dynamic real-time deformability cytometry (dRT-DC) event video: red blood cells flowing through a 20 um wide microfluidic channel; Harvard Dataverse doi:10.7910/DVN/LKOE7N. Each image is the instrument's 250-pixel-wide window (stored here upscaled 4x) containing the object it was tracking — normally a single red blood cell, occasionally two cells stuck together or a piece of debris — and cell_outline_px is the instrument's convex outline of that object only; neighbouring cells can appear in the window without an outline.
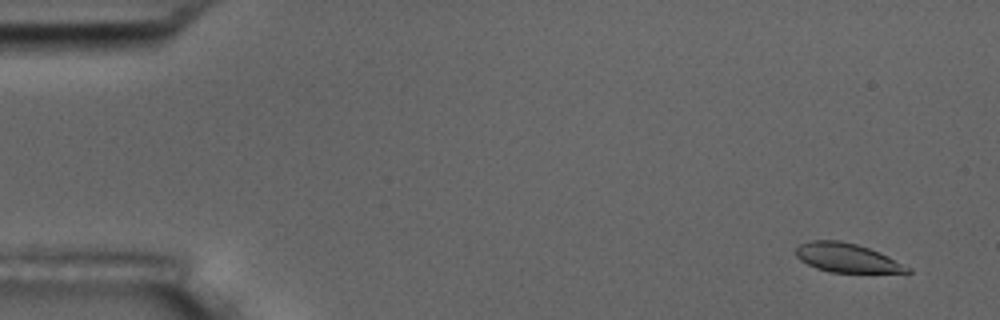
{"species": "common noctule bat (a hibernating species)", "species_latin": "Nyctalus noctula", "temperature_condition": "room temperature", "stored_images_in_passage": 4, "camera_frame_rate_fps": 3000, "um_per_image_px": 0.085, "animal": {"sex": "male", "body_mass_g": 17.5, "forearm_length_mm": 52.3}, "frame": {"image": 1, "passage_image": 1, "time_ms": 0.0, "image_size_px": [1000, 320], "cell_outline_px": [[912, 272], [828, 272], [816, 268], [800, 260], [796, 256], [796, 248], [800, 244], [812, 240], [840, 240], [856, 244], [880, 252], [912, 268]], "centroid_in_image_um": [71.98, 21.91], "position_along_channel_um": 13.0, "area_um2": 18.73}}
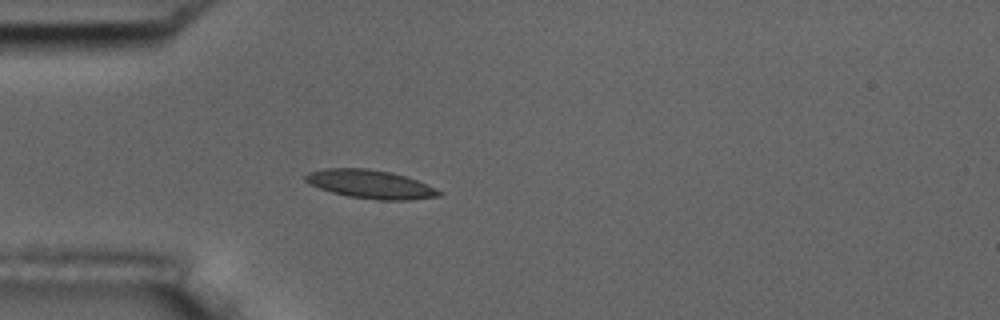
{"frame": {"image": 2, "passage_image": 4, "time_ms": 1.0, "image_size_px": [1000, 320], "cell_outline_px": [[444, 192], [440, 196], [408, 200], [376, 200], [348, 196], [332, 192], [320, 188], [304, 180], [304, 176], [308, 172], [328, 168], [364, 168], [392, 172], [416, 180], [436, 188]], "centroid_in_image_um": [31.51, 15.66], "position_along_channel_um": 53.5, "area_um2": 22.08}}